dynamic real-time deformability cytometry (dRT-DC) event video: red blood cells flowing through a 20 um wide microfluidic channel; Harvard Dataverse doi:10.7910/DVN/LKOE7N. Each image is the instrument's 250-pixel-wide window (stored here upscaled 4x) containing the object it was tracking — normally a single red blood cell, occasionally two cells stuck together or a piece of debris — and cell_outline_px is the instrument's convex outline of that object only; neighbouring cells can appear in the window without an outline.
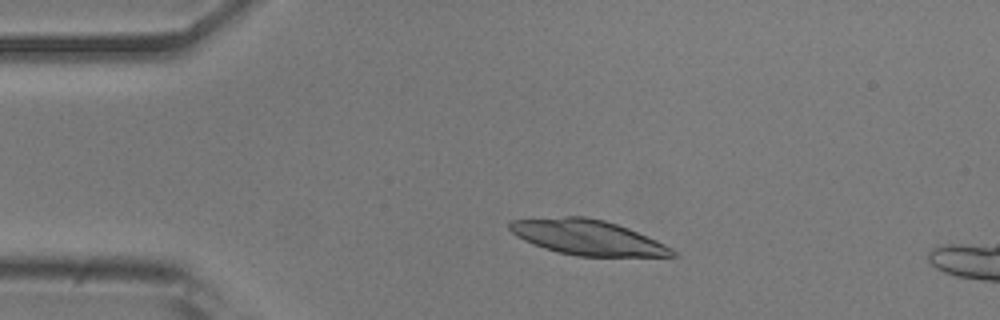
{"species": "common noctule bat (a hibernating species)", "species_latin": "Nyctalus noctula", "temperature_condition": "room temperature", "stored_images_in_passage": 13, "camera_frame_rate_fps": 3000, "um_per_image_px": 0.085, "animal": {"sex": "male", "body_mass_g": 20.5, "forearm_length_mm": 52.5}, "frame": {"image": 1, "passage_image": 8, "time_ms": 2.333, "image_size_px": [1000, 320], "cell_outline_px": [[680, 256], [576, 256], [556, 252], [544, 248], [524, 240], [516, 236], [508, 228], [508, 224], [512, 220], [564, 216], [584, 216], [604, 220], [628, 228], [656, 240], [672, 248]], "centroid_in_image_um": [49.92, 20.18], "position_along_channel_um": 35.1, "area_um2": 33.18}}